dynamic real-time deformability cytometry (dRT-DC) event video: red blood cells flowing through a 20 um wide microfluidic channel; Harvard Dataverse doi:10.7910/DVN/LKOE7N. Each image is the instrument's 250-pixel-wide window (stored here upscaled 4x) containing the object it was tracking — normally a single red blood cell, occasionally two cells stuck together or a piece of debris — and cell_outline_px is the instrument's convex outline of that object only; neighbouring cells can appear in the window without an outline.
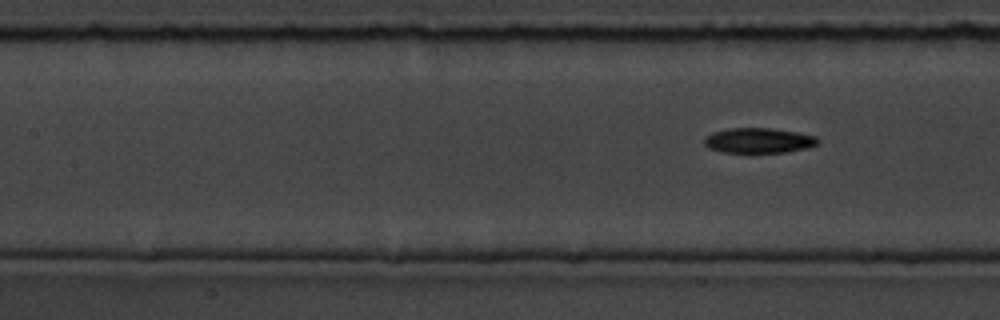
{"species": "common noctule bat (a hibernating species)", "species_latin": "Nyctalus noctula", "temperature_condition": "room temperature", "stored_images_in_passage": 6, "camera_frame_rate_fps": 3000, "um_per_image_px": 0.085, "animal": {"sex": "male", "body_mass_g": 19.5, "forearm_length_mm": 54.6}, "frame": {"image": 1, "passage_image": 6, "time_ms": 7.333, "image_size_px": [1000, 320], "cell_outline_px": [[820, 140], [816, 144], [808, 148], [784, 152], [724, 152], [708, 148], [704, 144], [704, 136], [712, 132], [728, 128], [772, 128], [796, 132], [816, 136]], "centroid_in_image_um": [64.46, 11.93], "position_along_channel_um": 142.9, "area_um2": 16.65}}